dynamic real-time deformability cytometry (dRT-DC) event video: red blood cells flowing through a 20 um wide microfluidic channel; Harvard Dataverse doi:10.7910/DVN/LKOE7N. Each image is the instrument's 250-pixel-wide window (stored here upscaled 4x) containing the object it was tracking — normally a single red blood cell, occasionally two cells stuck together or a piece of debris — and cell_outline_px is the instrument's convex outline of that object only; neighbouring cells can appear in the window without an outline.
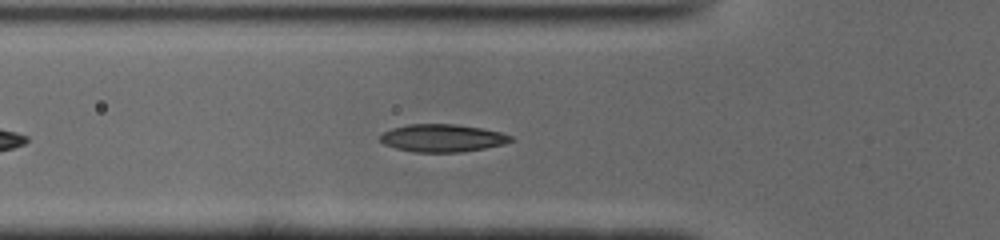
{"species": "common noctule bat (a hibernating species)", "species_latin": "Nyctalus noctula", "temperature_condition": "cold", "stored_images_in_passage": 37, "camera_frame_rate_fps": 3000, "um_per_image_px": 0.085, "animal": {"sex": "male", "body_mass_g": 19.0, "forearm_length_mm": 50.8}, "frame": {"image": 1, "passage_image": 2, "time_ms": 0.333, "image_size_px": [1000, 240], "cell_outline_px": [[516, 140], [504, 144], [484, 148], [460, 152], [416, 152], [396, 148], [384, 144], [380, 140], [380, 136], [384, 132], [392, 128], [408, 124], [456, 124], [480, 128], [500, 132], [512, 136]], "centroid_in_image_um": [37.62, 11.73], "position_along_channel_um": 88.2, "area_um2": 20.98}}
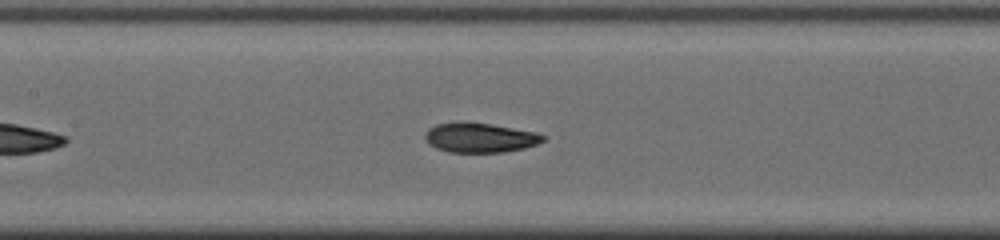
{"frame": {"image": 2, "passage_image": 8, "time_ms": 2.333, "image_size_px": [1000, 240], "cell_outline_px": [[544, 140], [536, 144], [524, 148], [504, 152], [448, 152], [436, 148], [428, 144], [424, 140], [424, 136], [428, 128], [436, 124], [456, 120], [464, 120], [492, 124], [536, 132], [544, 136]], "centroid_in_image_um": [40.72, 11.67], "position_along_channel_um": 166.7, "area_um2": 20.81}}
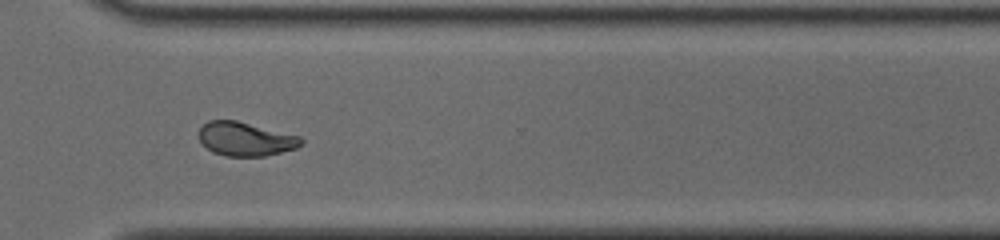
{"frame": {"image": 3, "passage_image": 22, "time_ms": 7.0, "image_size_px": [1000, 240], "cell_outline_px": [[304, 144], [296, 148], [264, 156], [224, 156], [212, 152], [200, 140], [200, 128], [208, 120], [236, 120], [300, 136], [304, 140]], "centroid_in_image_um": [20.89, 11.81], "position_along_channel_um": 349.7, "area_um2": 20.06}}